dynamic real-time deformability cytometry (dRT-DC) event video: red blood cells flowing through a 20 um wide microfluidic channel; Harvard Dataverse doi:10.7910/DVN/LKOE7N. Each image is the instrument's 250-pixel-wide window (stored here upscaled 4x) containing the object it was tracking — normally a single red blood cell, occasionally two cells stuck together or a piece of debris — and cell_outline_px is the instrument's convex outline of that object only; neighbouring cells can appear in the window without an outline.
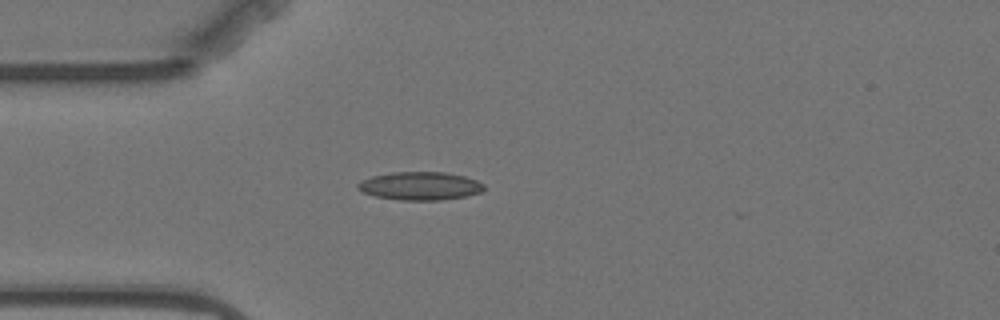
{"species": "Egyptian fruit bat (a non-hibernating species)", "species_latin": "Rousettus aegyptiacus", "temperature_condition": "warm", "stored_images_in_passage": 3, "camera_frame_rate_fps": 3000, "um_per_image_px": 0.085, "animal": {"sex": "female"}, "frame": {"image": 1, "passage_image": 3, "time_ms": 3.333, "image_size_px": [1000, 320], "cell_outline_px": [[484, 188], [480, 192], [468, 196], [440, 200], [400, 200], [376, 196], [360, 192], [356, 188], [356, 184], [360, 180], [372, 176], [392, 172], [444, 172], [464, 176], [476, 180], [484, 184]], "centroid_in_image_um": [35.67, 15.8], "position_along_channel_um": 49.3, "area_um2": 20.87}}